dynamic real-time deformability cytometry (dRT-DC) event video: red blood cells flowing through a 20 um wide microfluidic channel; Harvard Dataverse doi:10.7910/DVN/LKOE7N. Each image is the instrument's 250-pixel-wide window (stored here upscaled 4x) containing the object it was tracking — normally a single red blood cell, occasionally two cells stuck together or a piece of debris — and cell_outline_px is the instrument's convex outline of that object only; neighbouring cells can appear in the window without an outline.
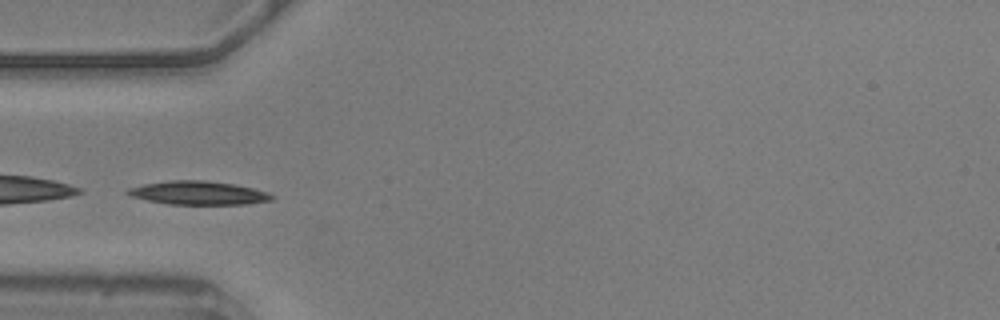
{"species": "common noctule bat (a hibernating species)", "species_latin": "Nyctalus noctula", "temperature_condition": "warm", "stored_images_in_passage": 28, "camera_frame_rate_fps": 3000, "um_per_image_px": 0.085, "animal": {"sex": "male", "body_mass_g": 20.5, "forearm_length_mm": 52.5}, "frame": {"image": 1, "passage_image": 1, "time_ms": 0.0, "image_size_px": [1000, 320], "cell_outline_px": [[276, 196], [272, 200], [248, 204], [168, 204], [148, 200], [132, 196], [124, 192], [128, 188], [144, 184], [172, 180], [204, 180], [232, 184], [252, 188], [268, 192]], "centroid_in_image_um": [16.88, 16.4], "position_along_channel_um": 68.1, "area_um2": 19.65}, "authors_computed_cell_mechanics": {"area_um2": 18.5538, "velocity_mm_per_s": 3.5714, "shape_relaxation_time_tau1_ms": 4.7385, "shape_relaxation_time_tau2_ms": 2.169, "deformation_change_tau1": 0.1318, "deformation_change_tau2": 0.0774}}